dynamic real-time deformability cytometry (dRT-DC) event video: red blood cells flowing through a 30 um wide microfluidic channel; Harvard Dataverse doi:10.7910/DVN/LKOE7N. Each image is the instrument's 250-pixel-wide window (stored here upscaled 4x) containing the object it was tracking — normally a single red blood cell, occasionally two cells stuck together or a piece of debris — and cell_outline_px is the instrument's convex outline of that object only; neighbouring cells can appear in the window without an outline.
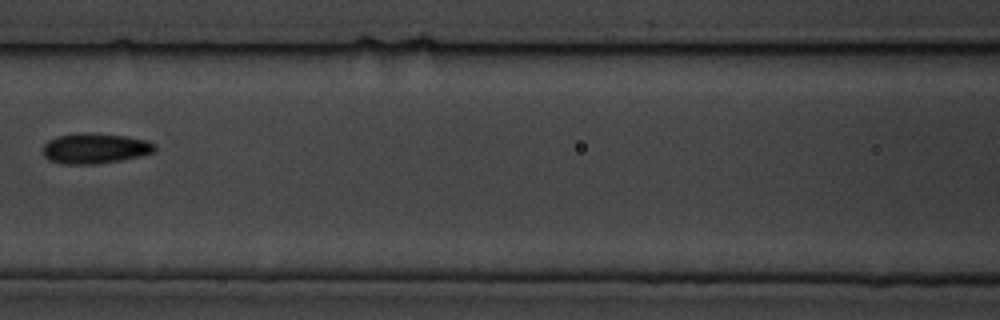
{"species": "common noctule bat (a hibernating species)", "species_latin": "Nyctalus noctula", "temperature_condition": "cold", "stored_images_in_passage": 4, "camera_frame_rate_fps": 3000, "um_per_image_px": 0.085, "animal": {"sex": "male", "body_mass_g": 19.5, "forearm_length_mm": 54.6}, "frame": {"image": 1, "passage_image": 4, "time_ms": 3.333, "image_size_px": [1000, 320], "cell_outline_px": [[156, 148], [152, 152], [140, 156], [120, 160], [96, 164], [64, 164], [48, 160], [44, 156], [40, 148], [48, 140], [56, 136], [76, 132], [92, 132], [124, 136], [144, 140], [152, 144]], "centroid_in_image_um": [7.96, 12.6], "position_along_channel_um": 158.6, "area_um2": 19.94}}